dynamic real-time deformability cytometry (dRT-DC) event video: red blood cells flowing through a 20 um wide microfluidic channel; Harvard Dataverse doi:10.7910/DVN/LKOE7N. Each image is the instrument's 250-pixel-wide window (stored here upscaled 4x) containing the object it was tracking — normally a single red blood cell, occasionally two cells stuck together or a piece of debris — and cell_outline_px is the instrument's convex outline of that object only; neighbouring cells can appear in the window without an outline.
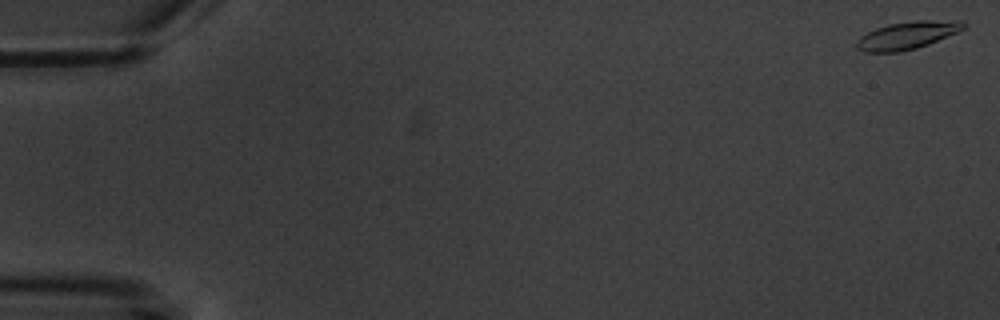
{"species": "common noctule bat (a hibernating species)", "species_latin": "Nyctalus noctula", "temperature_condition": "warm", "stored_images_in_passage": 5, "camera_frame_rate_fps": 3000, "um_per_image_px": 0.085, "animal": {"sex": "male", "body_mass_g": 20.1, "forearm_length_mm": 53.5}, "frame": {"image": 1, "passage_image": 5, "time_ms": 5.333, "image_size_px": [1000, 320], "cell_outline_px": [[968, 24], [964, 28], [956, 32], [928, 44], [916, 48], [900, 52], [864, 52], [856, 48], [856, 44], [860, 36], [876, 28], [888, 24], [916, 20], [960, 20]], "centroid_in_image_um": [77.11, 2.99], "position_along_channel_um": 7.9, "area_um2": 17.17}}